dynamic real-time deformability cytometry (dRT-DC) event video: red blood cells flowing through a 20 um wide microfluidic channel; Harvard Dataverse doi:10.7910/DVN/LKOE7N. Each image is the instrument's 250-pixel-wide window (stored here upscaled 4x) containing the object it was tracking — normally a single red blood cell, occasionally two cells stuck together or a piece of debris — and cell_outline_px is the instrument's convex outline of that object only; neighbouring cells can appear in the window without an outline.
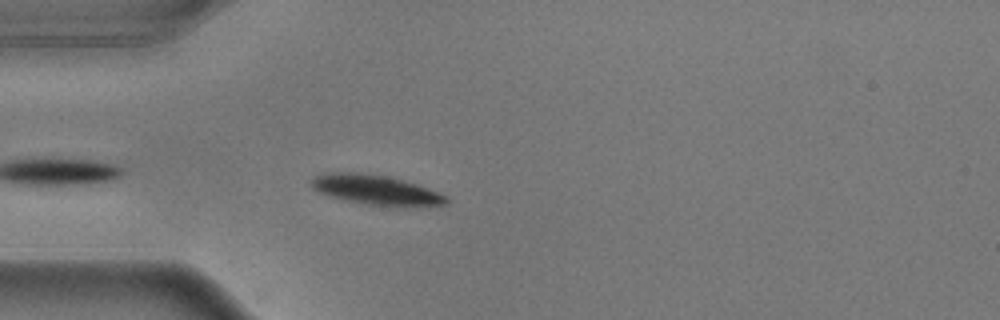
{"species": "common noctule bat (a hibernating species)", "species_latin": "Nyctalus noctula", "temperature_condition": "warm", "stored_images_in_passage": 14, "camera_frame_rate_fps": 3000, "um_per_image_px": 0.085, "animal": {"sex": "male", "body_mass_g": 17.9}, "frame": {"image": 1, "passage_image": 3, "time_ms": 0.667, "image_size_px": [1000, 320], "cell_outline_px": [[448, 204], [396, 208], [364, 204], [344, 200], [328, 196], [312, 188], [312, 180], [316, 176], [324, 172], [356, 172], [384, 176], [416, 184], [448, 196]], "centroid_in_image_um": [31.96, 16.17], "position_along_channel_um": 53.0, "area_um2": 23.58}}
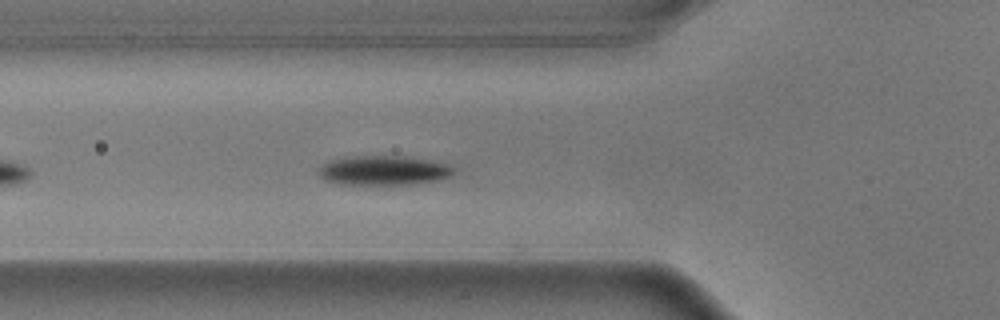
{"frame": {"image": 2, "passage_image": 7, "time_ms": 2.0, "image_size_px": [1000, 320], "cell_outline_px": [[456, 172], [452, 176], [440, 180], [412, 184], [340, 184], [324, 180], [316, 172], [316, 168], [320, 164], [328, 160], [344, 156], [404, 156], [428, 160], [448, 164], [456, 168]], "centroid_in_image_um": [32.57, 14.48], "position_along_channel_um": 93.2, "area_um2": 23.76}}
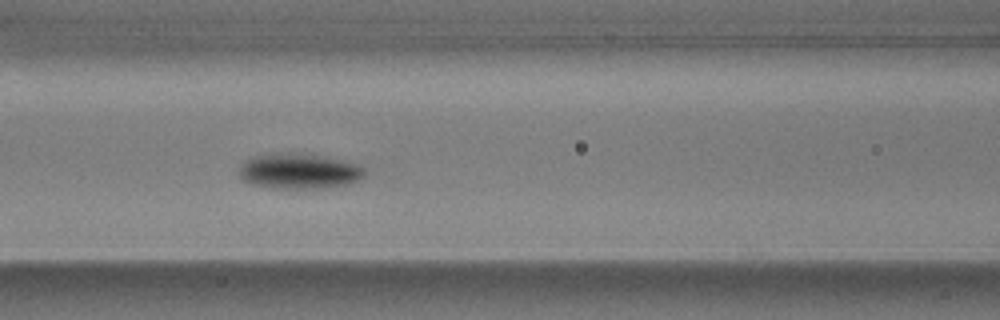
{"frame": {"image": 3, "passage_image": 11, "time_ms": 3.333, "image_size_px": [1000, 320], "cell_outline_px": [[364, 176], [356, 180], [344, 184], [324, 188], [276, 188], [252, 184], [244, 180], [240, 176], [240, 164], [256, 156], [280, 152], [300, 152], [340, 160], [356, 164], [364, 168]], "centroid_in_image_um": [25.39, 14.53], "position_along_channel_um": 141.2, "area_um2": 25.49}}